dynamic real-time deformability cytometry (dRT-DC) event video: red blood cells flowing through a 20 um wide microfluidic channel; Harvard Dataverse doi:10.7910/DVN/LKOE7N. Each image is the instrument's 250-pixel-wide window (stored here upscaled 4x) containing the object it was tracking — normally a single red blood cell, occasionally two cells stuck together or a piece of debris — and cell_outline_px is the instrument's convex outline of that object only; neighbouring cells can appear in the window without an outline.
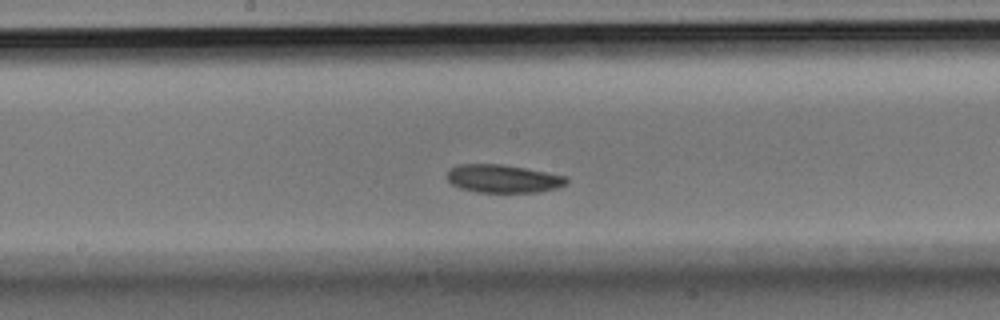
{"species": "Egyptian fruit bat (a non-hibernating species)", "species_latin": "Rousettus aegyptiacus", "temperature_condition": "room temperature", "stored_images_in_passage": 33, "camera_frame_rate_fps": 3000, "um_per_image_px": 0.085, "animal": {"sex": "male"}, "frame": {"image": 1, "passage_image": 15, "time_ms": 4.667, "image_size_px": [1000, 320], "cell_outline_px": [[568, 184], [556, 188], [536, 192], [476, 192], [460, 188], [452, 184], [448, 180], [448, 168], [456, 164], [504, 164], [568, 176]], "centroid_in_image_um": [42.77, 15.18], "position_along_channel_um": 205.4, "area_um2": 19.71}}
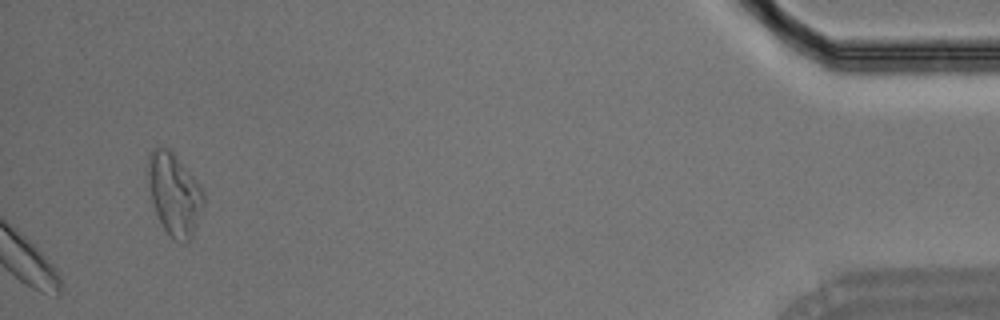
{"frame": {"image": 2, "passage_image": 33, "time_ms": 10.667, "image_size_px": [1000, 320], "cell_outline_px": [[204, 204], [192, 236], [184, 244], [176, 240], [164, 228], [152, 204], [148, 176], [148, 156], [152, 148], [168, 148], [176, 156], [204, 188]], "centroid_in_image_um": [14.84, 16.49], "position_along_channel_um": 420.4, "area_um2": 26.36}}